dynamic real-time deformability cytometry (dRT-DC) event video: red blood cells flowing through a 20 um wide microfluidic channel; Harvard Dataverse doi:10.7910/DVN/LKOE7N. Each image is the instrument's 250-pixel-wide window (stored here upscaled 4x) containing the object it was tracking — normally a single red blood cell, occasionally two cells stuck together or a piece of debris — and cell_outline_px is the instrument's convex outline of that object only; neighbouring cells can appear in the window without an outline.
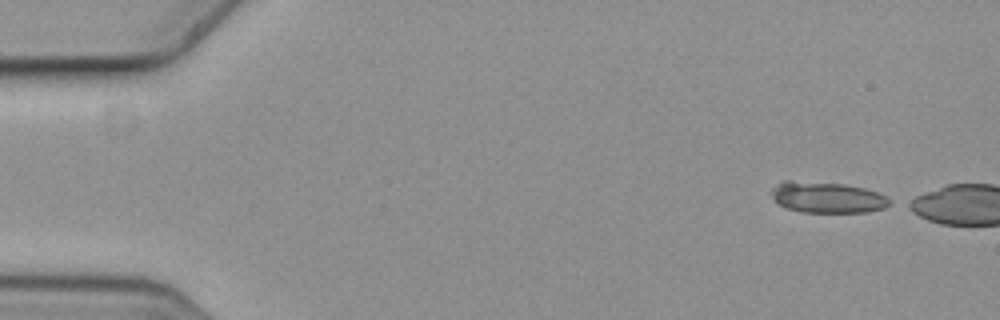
{"species": "common noctule bat (a hibernating species)", "species_latin": "Nyctalus noctula", "temperature_condition": "cold", "stored_images_in_passage": 4, "camera_frame_rate_fps": 3000, "um_per_image_px": 0.085, "animal": {"sex": "female", "body_mass_g": 19.3, "forearm_length_mm": 54.1}, "frame": {"image": 1, "passage_image": 1, "time_ms": 0.0, "image_size_px": [1000, 320], "cell_outline_px": [[892, 204], [884, 208], [868, 212], [800, 212], [788, 208], [780, 204], [768, 192], [772, 188], [784, 180], [792, 180], [844, 184], [864, 188], [876, 192], [884, 196]], "centroid_in_image_um": [70.29, 16.77], "position_along_channel_um": 14.7, "area_um2": 21.27}}